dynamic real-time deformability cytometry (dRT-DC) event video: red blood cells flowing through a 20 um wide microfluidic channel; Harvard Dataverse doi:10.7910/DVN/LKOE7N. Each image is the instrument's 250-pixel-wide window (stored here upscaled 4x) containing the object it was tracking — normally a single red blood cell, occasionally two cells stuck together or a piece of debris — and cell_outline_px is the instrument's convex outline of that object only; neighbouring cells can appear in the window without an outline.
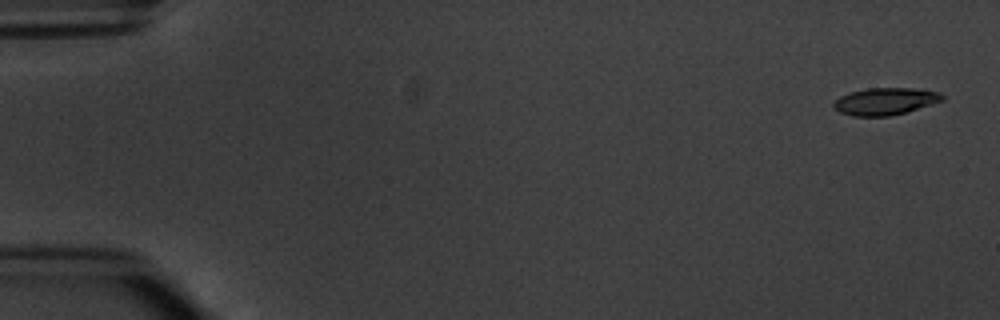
{"species": "common noctule bat (a hibernating species)", "species_latin": "Nyctalus noctula", "temperature_condition": "warm", "stored_images_in_passage": 5, "camera_frame_rate_fps": 3000, "um_per_image_px": 0.085, "animal": {"sex": "male", "body_mass_g": 20.1, "forearm_length_mm": 53.5}, "frame": {"image": 1, "passage_image": 1, "time_ms": 0.0, "image_size_px": [1000, 320], "cell_outline_px": [[944, 100], [904, 112], [888, 116], [852, 116], [840, 112], [832, 104], [840, 96], [852, 92], [868, 88], [912, 88], [940, 92], [944, 96]], "centroid_in_image_um": [75.24, 8.61], "position_along_channel_um": 9.8, "area_um2": 16.88}}
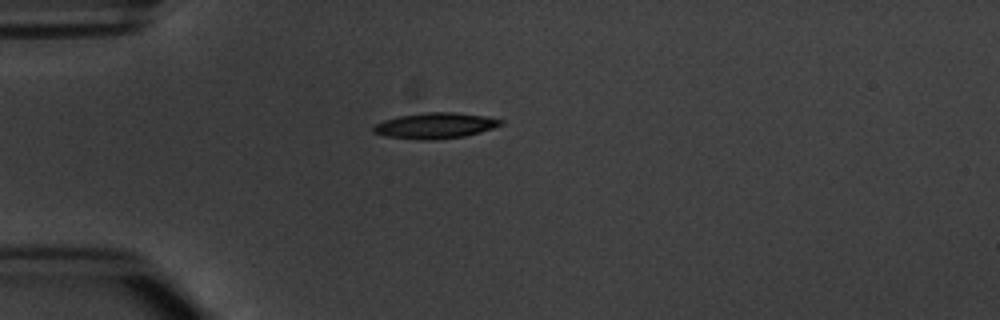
{"frame": {"image": 2, "passage_image": 4, "time_ms": 4.333, "image_size_px": [1000, 320], "cell_outline_px": [[504, 124], [480, 132], [464, 136], [432, 140], [416, 140], [388, 136], [372, 132], [372, 128], [376, 124], [384, 120], [400, 116], [428, 112], [452, 112], [484, 116], [504, 120]], "centroid_in_image_um": [37.0, 10.68], "position_along_channel_um": 48.0, "area_um2": 18.96}}